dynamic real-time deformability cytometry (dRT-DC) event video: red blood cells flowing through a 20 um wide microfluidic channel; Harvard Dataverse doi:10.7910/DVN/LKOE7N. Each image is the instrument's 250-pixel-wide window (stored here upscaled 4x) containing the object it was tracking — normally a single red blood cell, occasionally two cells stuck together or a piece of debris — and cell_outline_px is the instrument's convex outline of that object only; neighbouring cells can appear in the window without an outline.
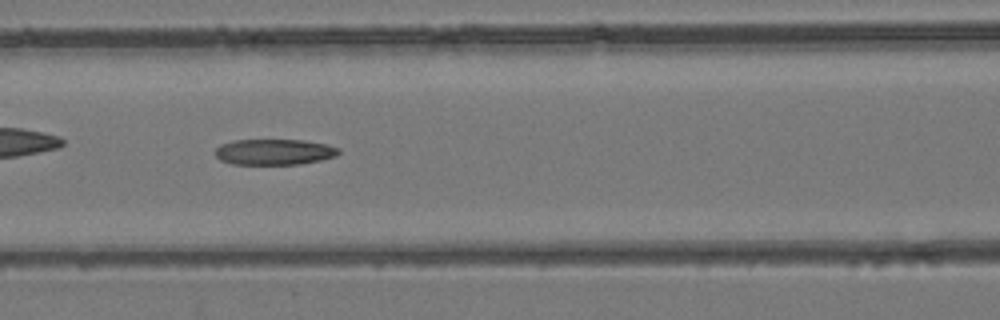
{"species": "common noctule bat (a hibernating species)", "species_latin": "Nyctalus noctula", "temperature_condition": "room temperature", "stored_images_in_passage": 46, "camera_frame_rate_fps": 3000, "um_per_image_px": 0.085, "animal": {"sex": "female", "body_mass_g": 24.6, "forearm_length_mm": 56.2}, "frame": {"image": 1, "passage_image": 20, "time_ms": 6.333, "image_size_px": [1000, 320], "cell_outline_px": [[340, 152], [336, 156], [320, 160], [300, 164], [232, 164], [220, 160], [216, 156], [216, 148], [220, 144], [232, 140], [304, 140], [324, 144], [340, 148]], "centroid_in_image_um": [23.3, 12.91], "position_along_channel_um": 143.3, "area_um2": 18.55}}